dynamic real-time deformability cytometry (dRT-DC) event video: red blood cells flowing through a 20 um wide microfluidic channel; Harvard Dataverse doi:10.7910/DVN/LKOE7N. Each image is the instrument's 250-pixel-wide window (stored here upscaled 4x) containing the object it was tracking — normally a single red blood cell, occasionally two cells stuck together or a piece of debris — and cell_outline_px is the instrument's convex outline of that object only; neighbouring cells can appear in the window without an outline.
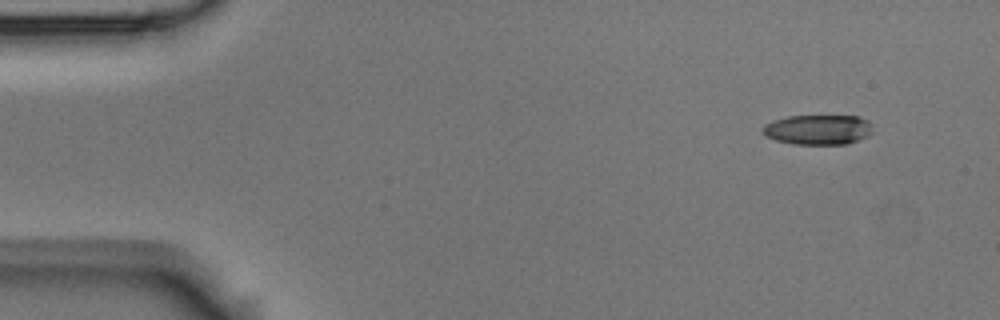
{"species": "Egyptian fruit bat (a non-hibernating species)", "species_latin": "Rousettus aegyptiacus", "temperature_condition": "room temperature", "stored_images_in_passage": 4, "camera_frame_rate_fps": 3000, "um_per_image_px": 0.085, "animal": {"sex": "male"}, "frame": {"image": 1, "passage_image": 1, "time_ms": 0.0, "image_size_px": [1000, 320], "cell_outline_px": [[872, 132], [868, 136], [844, 144], [792, 144], [776, 140], [764, 136], [760, 132], [760, 128], [764, 124], [772, 120], [788, 116], [860, 116], [872, 124]], "centroid_in_image_um": [69.47, 11.01], "position_along_channel_um": 15.5, "area_um2": 19.42}}
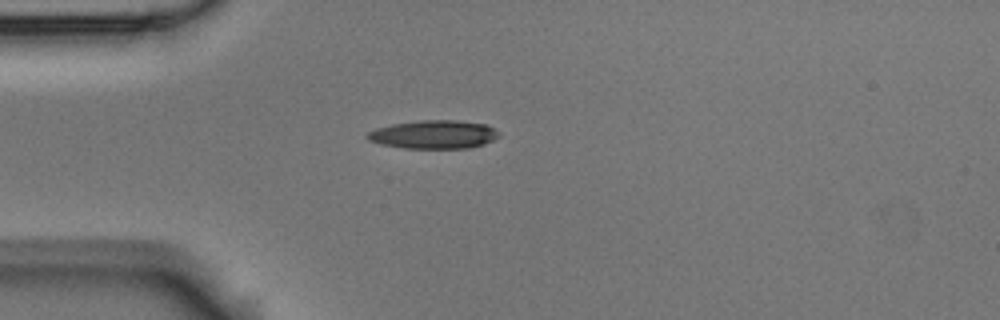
{"frame": {"image": 2, "passage_image": 3, "time_ms": 0.667, "image_size_px": [1000, 320], "cell_outline_px": [[500, 136], [484, 144], [468, 148], [404, 148], [380, 144], [368, 140], [364, 136], [368, 132], [376, 128], [392, 124], [420, 120], [456, 120], [488, 124], [500, 132]], "centroid_in_image_um": [36.88, 11.42], "position_along_channel_um": 48.1, "area_um2": 21.96}}